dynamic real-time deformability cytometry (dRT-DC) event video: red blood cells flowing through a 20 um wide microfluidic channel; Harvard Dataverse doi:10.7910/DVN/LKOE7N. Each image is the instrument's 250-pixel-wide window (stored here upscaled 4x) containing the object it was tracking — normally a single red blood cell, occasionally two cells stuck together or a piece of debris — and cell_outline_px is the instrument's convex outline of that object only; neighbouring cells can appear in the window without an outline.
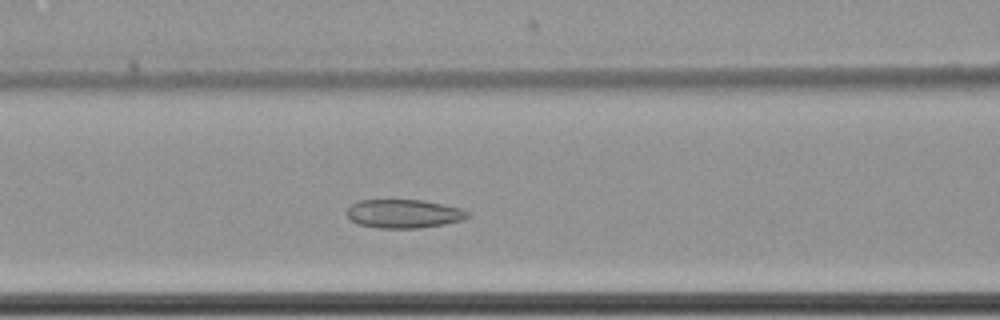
{"species": "common noctule bat (a hibernating species)", "species_latin": "Nyctalus noctula", "temperature_condition": "cold", "stored_images_in_passage": 53, "camera_frame_rate_fps": 3000, "um_per_image_px": 0.085, "animal": {"sex": "female", "body_mass_g": 22.7, "forearm_length_mm": 54.2}, "frame": {"image": 1, "passage_image": 18, "time_ms": 5.667, "image_size_px": [1000, 320], "cell_outline_px": [[472, 216], [464, 220], [444, 224], [420, 228], [380, 228], [360, 224], [352, 220], [348, 216], [348, 208], [352, 204], [360, 200], [424, 200], [444, 204], [460, 208], [472, 212]], "centroid_in_image_um": [34.42, 18.16], "position_along_channel_um": 132.2, "area_um2": 20.23}}
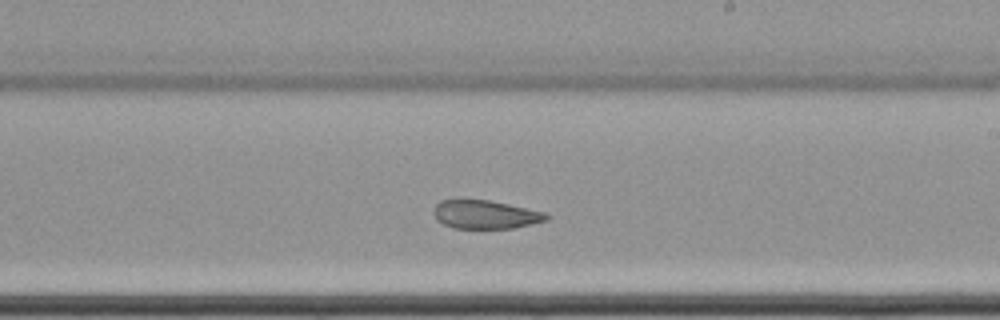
{"frame": {"image": 2, "passage_image": 28, "time_ms": 9.0, "image_size_px": [1000, 320], "cell_outline_px": [[552, 216], [548, 220], [512, 228], [452, 228], [436, 220], [436, 204], [440, 200], [460, 196], [488, 200], [508, 204], [544, 212]], "centroid_in_image_um": [41.22, 18.19], "position_along_channel_um": 247.8, "area_um2": 19.13}}
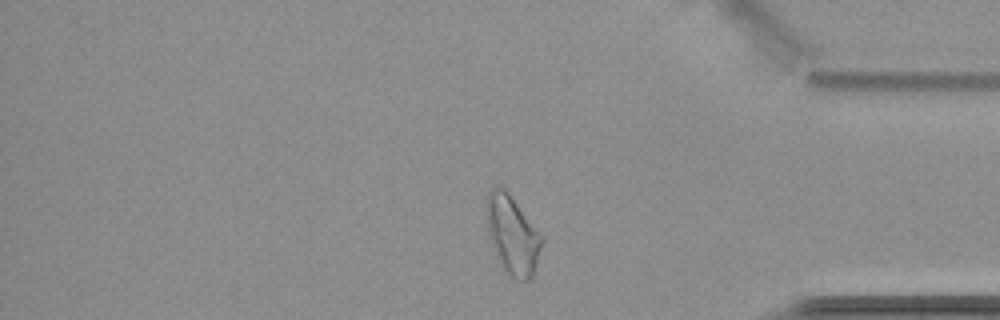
{"frame": {"image": 3, "passage_image": 42, "time_ms": 13.667, "image_size_px": [1000, 320], "cell_outline_px": [[544, 240], [532, 276], [528, 280], [516, 280], [508, 276], [504, 272], [496, 256], [488, 232], [484, 204], [488, 192], [496, 184], [504, 188], [508, 192], [544, 236]], "centroid_in_image_um": [43.54, 19.94], "position_along_channel_um": 391.7, "area_um2": 25.84}, "authors_computed_cell_mechanics": {"area_um2": 23.3512, "velocity_mm_per_s": 3.4707, "shape_relaxation_time_tau1_ms": null, "shape_relaxation_time_tau2_ms": 3.8219, "deformation_change_tau1": null, "deformation_change_tau2": 0.1129}}